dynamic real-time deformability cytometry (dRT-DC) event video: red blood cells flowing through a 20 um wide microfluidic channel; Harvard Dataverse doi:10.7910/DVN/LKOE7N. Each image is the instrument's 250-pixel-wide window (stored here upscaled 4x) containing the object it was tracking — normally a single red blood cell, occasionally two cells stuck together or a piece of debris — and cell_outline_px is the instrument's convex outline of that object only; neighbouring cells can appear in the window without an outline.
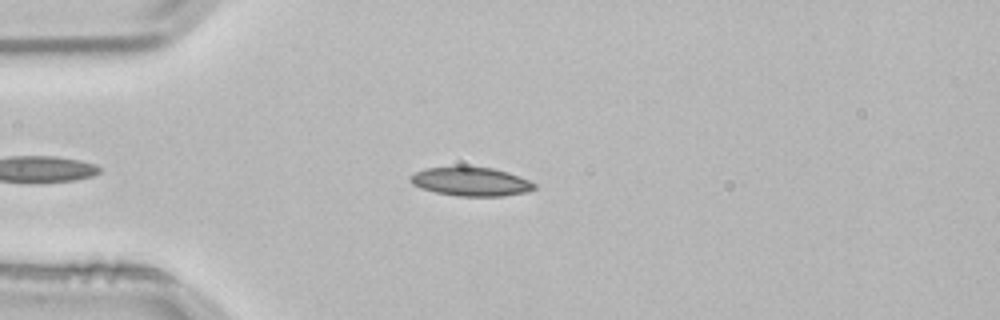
{"species": "common noctule bat (a hibernating species)", "species_latin": "Nyctalus noctula", "temperature_condition": "room temperature", "stored_images_in_passage": 43, "camera_frame_rate_fps": 3000, "um_per_image_px": 0.085, "animal": {"sex": "male", "body_mass_g": 21.5, "forearm_length_mm": 52.0}, "frame": {"image": 1, "passage_image": 9, "time_ms": 2.667, "image_size_px": [1000, 320], "cell_outline_px": [[536, 188], [524, 192], [500, 196], [456, 196], [436, 192], [420, 188], [412, 184], [408, 180], [408, 176], [416, 172], [428, 168], [492, 168], [508, 172], [528, 180], [536, 184]], "centroid_in_image_um": [40.0, 15.46], "position_along_channel_um": 45.0, "area_um2": 20.35}}
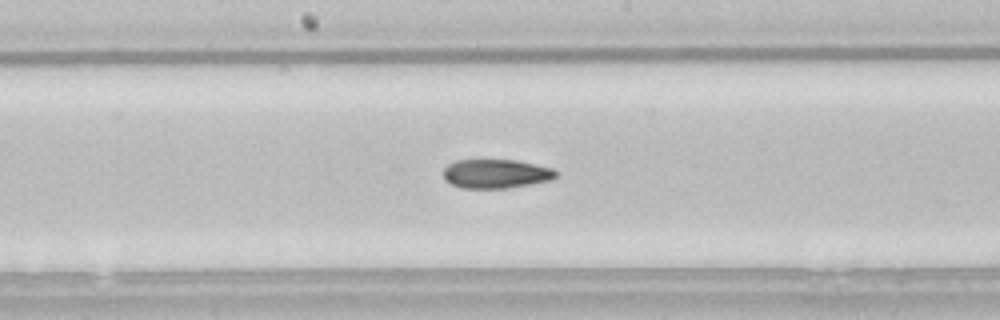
{"frame": {"image": 2, "passage_image": 23, "time_ms": 7.333, "image_size_px": [1000, 320], "cell_outline_px": [[556, 176], [552, 180], [504, 188], [460, 188], [444, 180], [444, 168], [448, 164], [456, 160], [516, 160], [536, 164], [552, 168], [556, 172]], "centroid_in_image_um": [42.13, 14.76], "position_along_channel_um": 206.1, "area_um2": 18.96}}
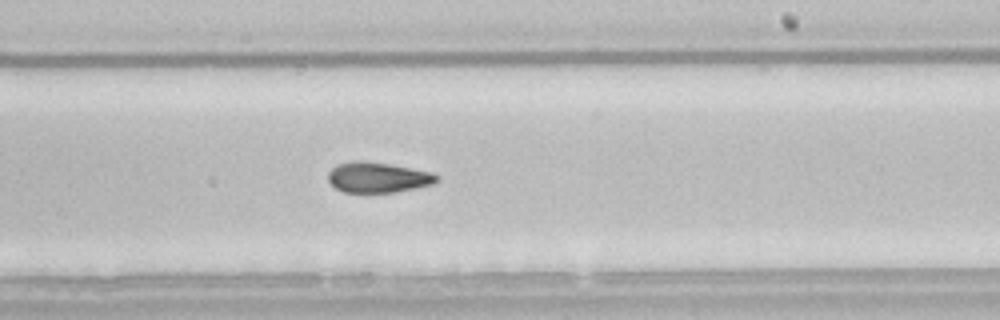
{"frame": {"image": 3, "passage_image": 27, "time_ms": 8.667, "image_size_px": [1000, 320], "cell_outline_px": [[440, 180], [432, 184], [416, 188], [396, 192], [344, 192], [336, 188], [328, 180], [328, 172], [336, 164], [360, 160], [388, 164], [432, 172]], "centroid_in_image_um": [32.11, 15.08], "position_along_channel_um": 256.9, "area_um2": 19.07}, "authors_computed_cell_mechanics": {"area_um2": 19.7098, "velocity_mm_per_s": 3.8352, "shape_relaxation_time_tau1_ms": 9.9105, "shape_relaxation_time_tau2_ms": 4.5752, "deformation_change_tau1": 0.1894, "deformation_change_tau2": 0.1034}}